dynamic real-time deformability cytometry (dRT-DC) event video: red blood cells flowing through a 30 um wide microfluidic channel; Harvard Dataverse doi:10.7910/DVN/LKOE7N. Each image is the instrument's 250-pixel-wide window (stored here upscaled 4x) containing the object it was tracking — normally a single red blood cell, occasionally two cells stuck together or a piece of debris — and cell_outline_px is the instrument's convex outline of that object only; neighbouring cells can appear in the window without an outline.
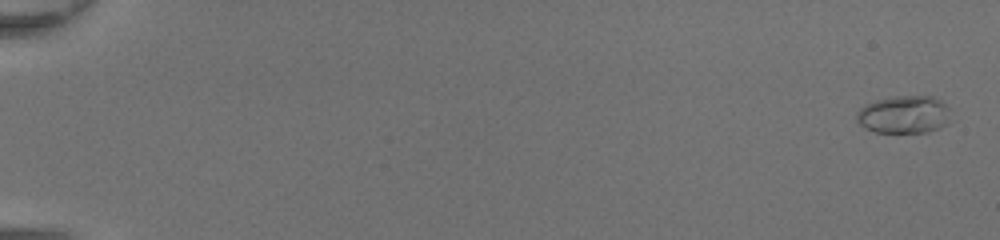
{"species": "common noctule bat (a hibernating species)", "species_latin": "Nyctalus noctula", "temperature_condition": "room temperature", "stored_images_in_passage": 50, "camera_frame_rate_fps": 3000, "um_per_image_px": 0.085, "animal": {"sex": "female", "body_mass_g": 20.0, "forearm_length_mm": 54.0}, "frame": {"image": 1, "passage_image": 2, "time_ms": 0.333, "image_size_px": [1000, 240], "cell_outline_px": [[948, 124], [940, 128], [928, 132], [876, 132], [864, 128], [856, 120], [856, 112], [860, 108], [876, 100], [892, 96], [932, 96], [940, 100], [948, 108]], "centroid_in_image_um": [76.82, 9.74], "position_along_channel_um": 8.2, "area_um2": 20.63}}
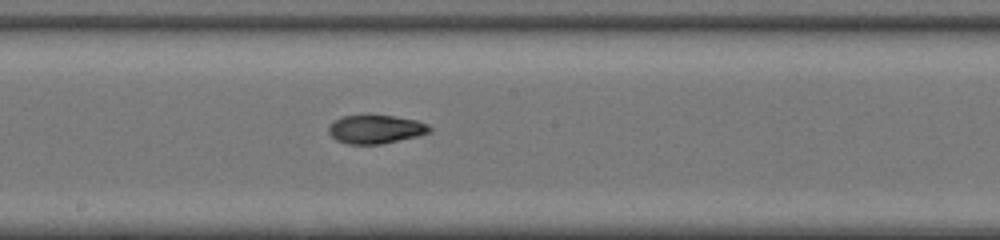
{"frame": {"image": 2, "passage_image": 30, "time_ms": 9.667, "image_size_px": [1000, 240], "cell_outline_px": [[432, 132], [416, 136], [380, 144], [348, 144], [336, 140], [328, 132], [328, 128], [340, 116], [392, 116], [416, 120], [428, 124], [432, 128]], "centroid_in_image_um": [31.95, 10.99], "position_along_channel_um": 216.3, "area_um2": 16.53}}
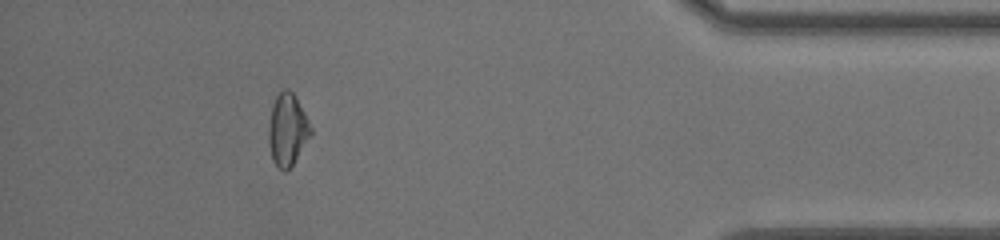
{"frame": {"image": 3, "passage_image": 46, "time_ms": 15.0, "image_size_px": [1000, 240], "cell_outline_px": [[312, 132], [292, 164], [284, 172], [276, 168], [272, 160], [268, 144], [268, 128], [272, 104], [276, 96], [284, 88], [288, 88], [296, 96], [312, 128]], "centroid_in_image_um": [24.4, 11.01], "position_along_channel_um": 410.8, "area_um2": 17.69}, "authors_computed_cell_mechanics": {"area_um2": 17.5134, "velocity_mm_per_s": 4.4205, "shape_relaxation_time_tau1_ms": null, "shape_relaxation_time_tau2_ms": 1.1086, "deformation_change_tau1": null, "deformation_change_tau2": 0.0488}}